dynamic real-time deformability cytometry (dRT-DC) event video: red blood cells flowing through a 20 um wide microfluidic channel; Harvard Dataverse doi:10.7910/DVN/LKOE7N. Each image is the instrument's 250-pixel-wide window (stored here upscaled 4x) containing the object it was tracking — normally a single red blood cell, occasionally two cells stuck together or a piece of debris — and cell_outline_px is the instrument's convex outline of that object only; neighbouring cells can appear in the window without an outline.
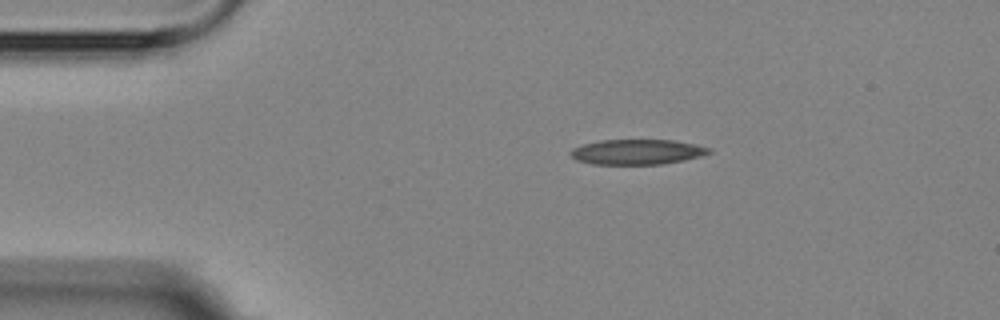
{"species": "Egyptian fruit bat (a non-hibernating species)", "species_latin": "Rousettus aegyptiacus", "temperature_condition": "room temperature", "stored_images_in_passage": 2, "camera_frame_rate_fps": 3000, "um_per_image_px": 0.085, "animal": {"sex": "female"}, "frame": {"image": 1, "passage_image": 1, "time_ms": 0.0, "image_size_px": [1000, 320], "cell_outline_px": [[712, 152], [700, 156], [684, 160], [660, 164], [592, 164], [576, 160], [568, 152], [572, 148], [584, 144], [600, 140], [672, 140], [696, 144], [712, 148]], "centroid_in_image_um": [54.15, 12.91], "position_along_channel_um": 30.8, "area_um2": 20.29}}